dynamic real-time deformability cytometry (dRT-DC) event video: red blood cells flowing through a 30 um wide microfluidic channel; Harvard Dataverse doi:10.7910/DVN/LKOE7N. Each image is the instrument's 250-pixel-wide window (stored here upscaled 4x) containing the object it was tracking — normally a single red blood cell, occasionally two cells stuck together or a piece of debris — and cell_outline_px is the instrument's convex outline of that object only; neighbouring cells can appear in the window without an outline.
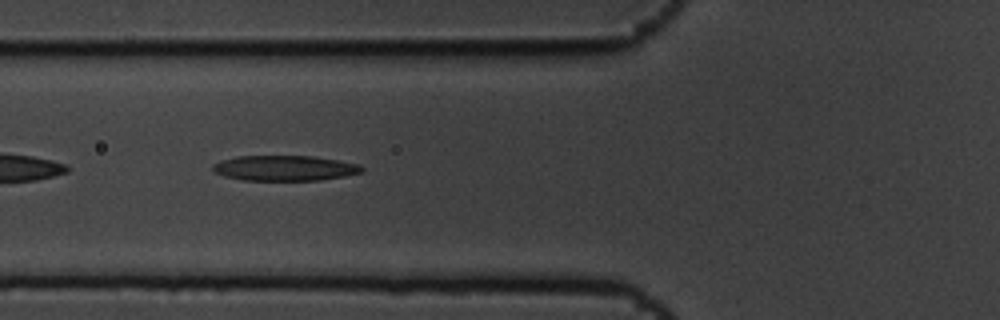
{"species": "common noctule bat (a hibernating species)", "species_latin": "Nyctalus noctula", "temperature_condition": "cold", "stored_images_in_passage": 13, "camera_frame_rate_fps": 3000, "um_per_image_px": 0.085, "animal": {"sex": "male", "body_mass_g": 19.5, "forearm_length_mm": 54.6}, "frame": {"image": 1, "passage_image": 4, "time_ms": 1.0, "image_size_px": [1000, 320], "cell_outline_px": [[364, 172], [344, 176], [320, 180], [244, 180], [224, 176], [216, 172], [212, 168], [212, 164], [220, 160], [236, 156], [312, 156], [360, 164], [364, 168]], "centroid_in_image_um": [24.2, 14.28], "position_along_channel_um": 101.6, "area_um2": 21.96}}
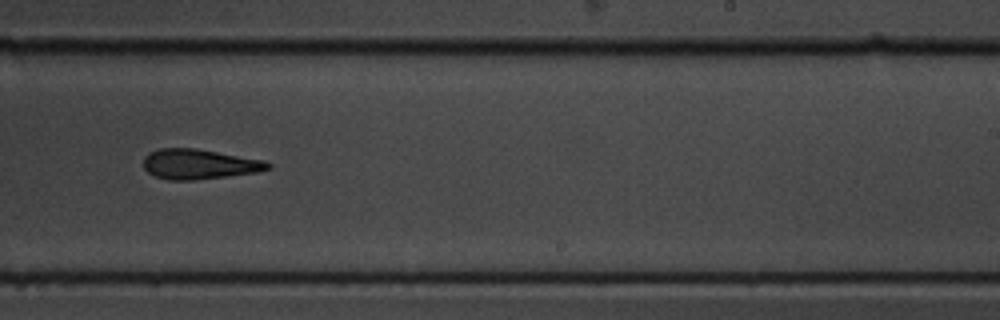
{"frame": {"image": 2, "passage_image": 8, "time_ms": 2.333, "image_size_px": [1000, 320], "cell_outline_px": [[272, 168], [260, 172], [192, 180], [168, 180], [156, 176], [148, 172], [144, 168], [144, 156], [148, 152], [160, 148], [196, 148], [264, 160], [272, 164]], "centroid_in_image_um": [16.95, 13.95], "position_along_channel_um": 272.1, "area_um2": 21.85}}
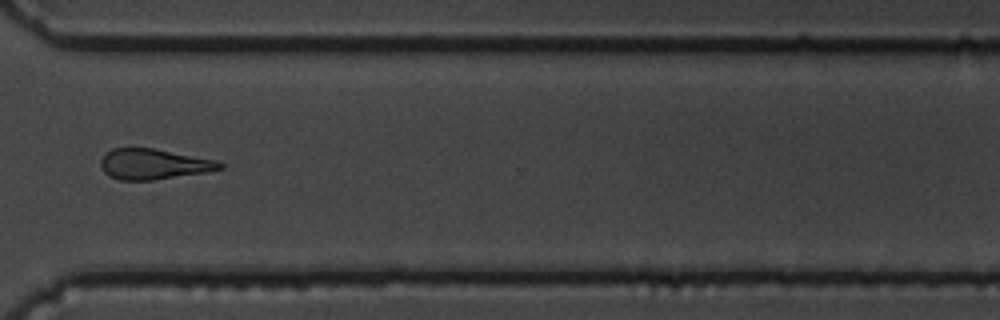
{"frame": {"image": 3, "passage_image": 10, "time_ms": 3.0, "image_size_px": [1000, 320], "cell_outline_px": [[224, 168], [208, 172], [152, 180], [120, 180], [108, 176], [104, 172], [100, 164], [100, 160], [112, 148], [152, 148], [216, 160], [224, 164]], "centroid_in_image_um": [13.06, 13.96], "position_along_channel_um": 357.5, "area_um2": 21.1}}